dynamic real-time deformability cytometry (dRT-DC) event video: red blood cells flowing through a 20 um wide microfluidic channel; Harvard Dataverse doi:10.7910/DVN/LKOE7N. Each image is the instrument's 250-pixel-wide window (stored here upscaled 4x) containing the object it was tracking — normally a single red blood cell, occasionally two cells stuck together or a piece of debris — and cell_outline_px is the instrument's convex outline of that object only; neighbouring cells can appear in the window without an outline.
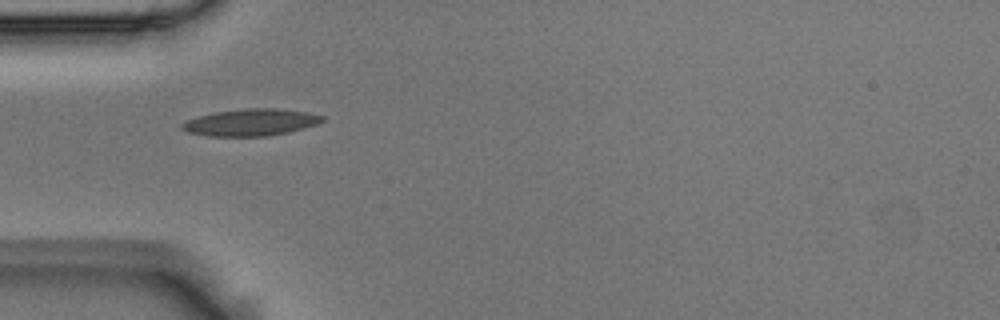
{"species": "Egyptian fruit bat (a non-hibernating species)", "species_latin": "Rousettus aegyptiacus", "temperature_condition": "room temperature", "stored_images_in_passage": 31, "camera_frame_rate_fps": 3000, "um_per_image_px": 0.085, "animal": {"sex": "male"}, "frame": {"image": 1, "passage_image": 1, "time_ms": 0.0, "image_size_px": [1000, 320], "cell_outline_px": [[324, 120], [316, 124], [304, 128], [288, 132], [264, 136], [208, 136], [188, 132], [180, 128], [180, 124], [188, 120], [200, 116], [216, 112], [244, 108], [276, 108], [308, 112], [324, 116]], "centroid_in_image_um": [21.32, 10.4], "position_along_channel_um": 63.7, "area_um2": 21.85}}
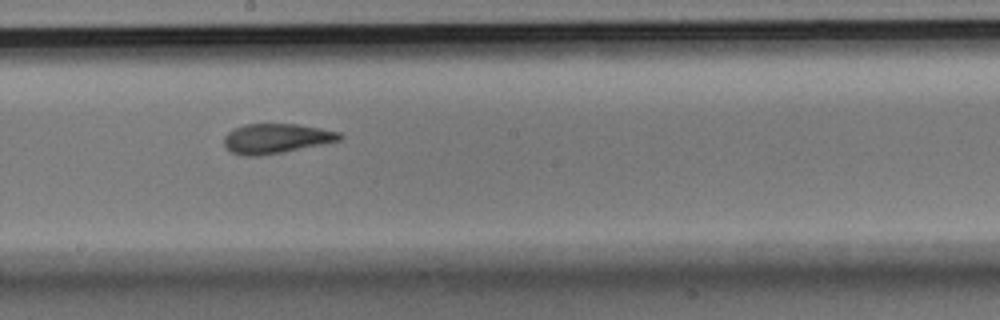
{"frame": {"image": 2, "passage_image": 14, "time_ms": 4.333, "image_size_px": [1000, 320], "cell_outline_px": [[344, 136], [340, 140], [284, 152], [260, 156], [244, 156], [232, 152], [224, 148], [224, 136], [232, 128], [244, 124], [296, 124], [320, 128], [340, 132]], "centroid_in_image_um": [23.43, 11.77], "position_along_channel_um": 224.8, "area_um2": 20.17}}
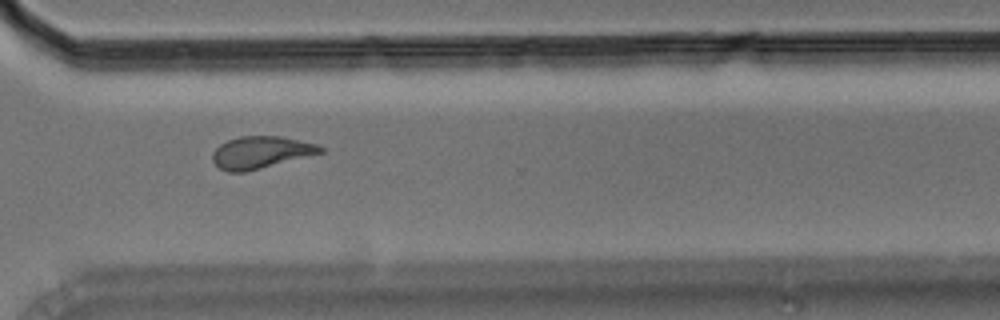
{"frame": {"image": 3, "passage_image": 24, "time_ms": 7.667, "image_size_px": [1000, 320], "cell_outline_px": [[324, 152], [244, 172], [228, 172], [220, 168], [212, 160], [212, 152], [220, 144], [228, 140], [240, 136], [280, 136], [316, 144], [324, 148]], "centroid_in_image_um": [22.14, 12.94], "position_along_channel_um": 348.5, "area_um2": 19.94}, "authors_computed_cell_mechanics": {"area_um2": 19.8832, "velocity_mm_per_s": 3.7188, "shape_relaxation_time_tau1_ms": 4.1856, "shape_relaxation_time_tau2_ms": 2.5294, "deformation_change_tau1": 0.1597, "deformation_change_tau2": 0.0795}}